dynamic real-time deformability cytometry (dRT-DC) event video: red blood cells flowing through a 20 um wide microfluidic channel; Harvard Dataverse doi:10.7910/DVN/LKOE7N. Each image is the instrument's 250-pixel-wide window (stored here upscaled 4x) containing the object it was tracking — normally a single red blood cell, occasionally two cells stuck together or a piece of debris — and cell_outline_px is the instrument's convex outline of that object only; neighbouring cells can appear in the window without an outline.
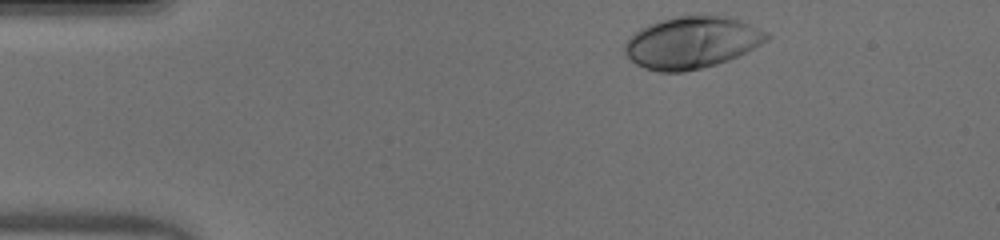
{"species": "human", "species_latin": "Homo sapiens", "temperature_condition": "warm", "stored_images_in_passage": 34, "camera_frame_rate_fps": 3000, "um_per_image_px": 0.085, "donor": {"sex": "male"}, "frame": {"image": 1, "passage_image": 1, "time_ms": 0.0, "image_size_px": [1000, 240], "cell_outline_px": [[772, 36], [768, 40], [728, 60], [716, 64], [684, 72], [660, 72], [644, 68], [628, 60], [624, 52], [624, 44], [640, 28], [648, 24], [660, 20], [680, 16], [724, 16], [740, 20], [768, 32]], "centroid_in_image_um": [58.77, 3.62], "position_along_channel_um": 26.2, "area_um2": 42.66}}
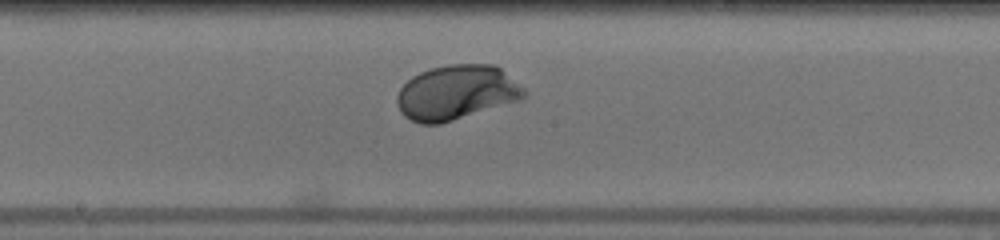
{"frame": {"image": 2, "passage_image": 20, "time_ms": 6.333, "image_size_px": [1000, 240], "cell_outline_px": [[528, 96], [520, 100], [440, 124], [420, 124], [404, 116], [400, 112], [396, 104], [396, 96], [400, 88], [412, 76], [420, 72], [432, 68], [448, 64], [496, 64], [524, 88], [528, 92]], "centroid_in_image_um": [38.8, 7.86], "position_along_channel_um": 209.4, "area_um2": 40.69}}
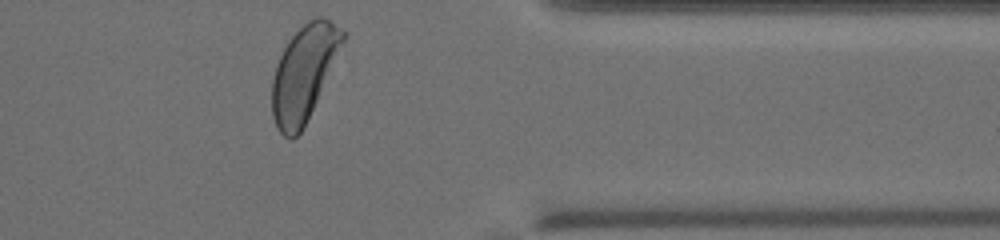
{"frame": {"image": 3, "passage_image": 34, "time_ms": 11.0, "image_size_px": [1000, 240], "cell_outline_px": [[344, 40], [316, 100], [300, 132], [292, 140], [288, 140], [276, 128], [272, 116], [272, 80], [276, 64], [288, 40], [308, 20], [316, 16], [324, 16], [344, 28]], "centroid_in_image_um": [25.8, 6.19], "position_along_channel_um": 385.6, "area_um2": 38.55}, "authors_computed_cell_mechanics": {"area_um2": 39.2462, "velocity_mm_per_s": 4.0492, "shape_relaxation_time_tau1_ms": 1.9265, "shape_relaxation_time_tau2_ms": null, "deformation_change_tau1": 0.1697, "deformation_change_tau2": null}}